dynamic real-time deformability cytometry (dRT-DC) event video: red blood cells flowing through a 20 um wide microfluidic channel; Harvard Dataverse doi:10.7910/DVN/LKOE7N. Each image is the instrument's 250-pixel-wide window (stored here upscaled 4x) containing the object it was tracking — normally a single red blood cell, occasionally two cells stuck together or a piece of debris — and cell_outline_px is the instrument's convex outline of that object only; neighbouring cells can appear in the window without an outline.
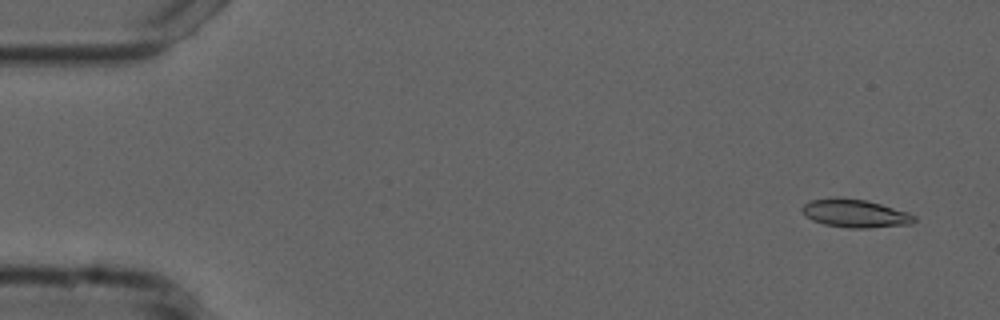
{"species": "common noctule bat (a hibernating species)", "species_latin": "Nyctalus noctula", "temperature_condition": "cold", "stored_images_in_passage": 54, "camera_frame_rate_fps": 3000, "um_per_image_px": 0.085, "animal": {"sex": "male", "forearm_length_mm": 52.5}, "frame": {"image": 1, "passage_image": 3, "time_ms": 0.667, "image_size_px": [1000, 320], "cell_outline_px": [[916, 220], [912, 224], [868, 228], [848, 228], [824, 224], [812, 220], [800, 208], [804, 204], [812, 200], [836, 196], [868, 200], [908, 212], [916, 216]], "centroid_in_image_um": [72.71, 18.13], "position_along_channel_um": 12.3, "area_um2": 18.55}}
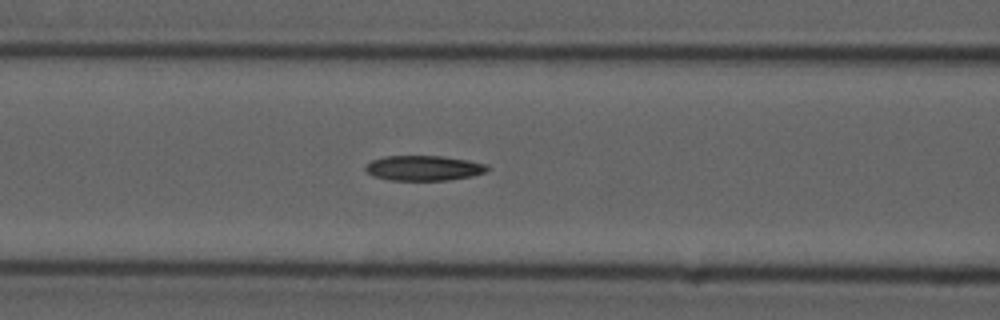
{"frame": {"image": 2, "passage_image": 22, "time_ms": 7.0, "image_size_px": [1000, 320], "cell_outline_px": [[488, 168], [484, 172], [472, 176], [448, 180], [388, 180], [372, 176], [364, 168], [372, 160], [384, 156], [444, 156], [468, 160], [488, 164]], "centroid_in_image_um": [36.01, 14.28], "position_along_channel_um": 130.6, "area_um2": 17.8}}
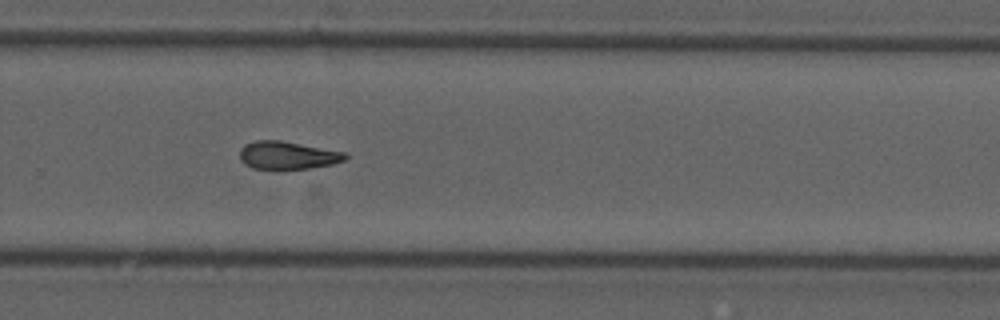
{"frame": {"image": 3, "passage_image": 36, "time_ms": 11.667, "image_size_px": [1000, 320], "cell_outline_px": [[348, 156], [344, 160], [332, 164], [312, 168], [252, 168], [240, 160], [240, 148], [244, 144], [252, 140], [280, 140], [344, 152]], "centroid_in_image_um": [24.41, 13.18], "position_along_channel_um": 305.4, "area_um2": 16.94}}